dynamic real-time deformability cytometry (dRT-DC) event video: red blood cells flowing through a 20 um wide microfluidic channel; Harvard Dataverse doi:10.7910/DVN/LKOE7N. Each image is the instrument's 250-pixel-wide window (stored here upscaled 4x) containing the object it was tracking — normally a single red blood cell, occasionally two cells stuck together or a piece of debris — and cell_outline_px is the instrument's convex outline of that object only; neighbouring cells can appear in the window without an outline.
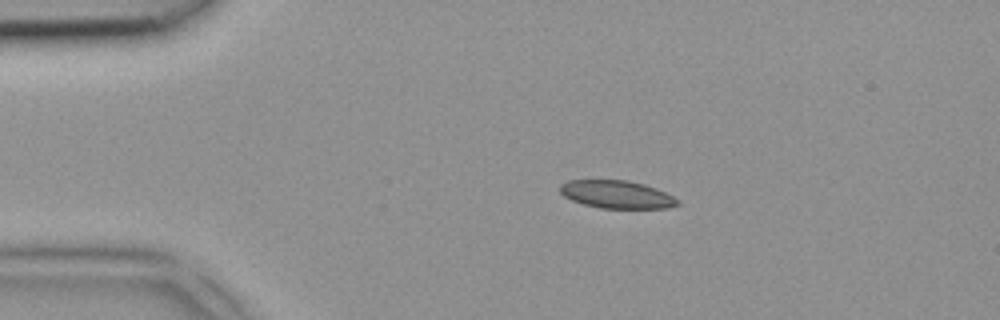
{"species": "common noctule bat (a hibernating species)", "species_latin": "Nyctalus noctula", "temperature_condition": "room temperature", "stored_images_in_passage": 3, "camera_frame_rate_fps": 3000, "um_per_image_px": 0.085, "animal": {"sex": "female", "body_mass_g": 18.4}, "frame": {"image": 1, "passage_image": 2, "time_ms": 0.333, "image_size_px": [1000, 320], "cell_outline_px": [[680, 204], [668, 208], [600, 208], [584, 204], [572, 200], [564, 196], [560, 192], [560, 184], [568, 180], [628, 180], [644, 184], [656, 188], [680, 200]], "centroid_in_image_um": [52.43, 16.52], "position_along_channel_um": 32.6, "area_um2": 19.07}}